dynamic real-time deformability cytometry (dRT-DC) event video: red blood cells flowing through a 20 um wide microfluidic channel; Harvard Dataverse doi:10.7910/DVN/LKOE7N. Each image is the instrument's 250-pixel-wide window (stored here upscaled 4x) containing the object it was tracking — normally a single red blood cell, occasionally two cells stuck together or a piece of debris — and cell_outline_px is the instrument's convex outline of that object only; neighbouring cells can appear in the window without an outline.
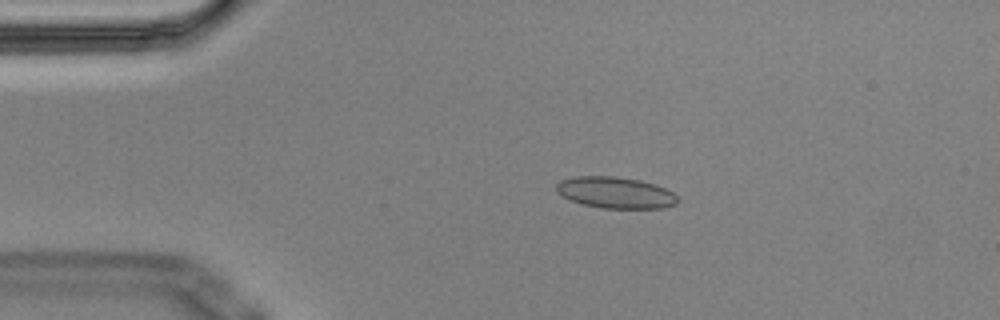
{"species": "Egyptian fruit bat (a non-hibernating species)", "species_latin": "Rousettus aegyptiacus", "temperature_condition": "cold", "stored_images_in_passage": 9, "camera_frame_rate_fps": 3000, "um_per_image_px": 0.085, "animal": {"sex": "male"}, "frame": {"image": 1, "passage_image": 2, "time_ms": 0.333, "image_size_px": [1000, 320], "cell_outline_px": [[680, 200], [676, 204], [664, 208], [600, 208], [580, 204], [556, 192], [556, 184], [560, 180], [576, 176], [616, 176], [640, 180], [656, 184], [672, 192]], "centroid_in_image_um": [52.32, 16.37], "position_along_channel_um": 32.7, "area_um2": 22.31}}
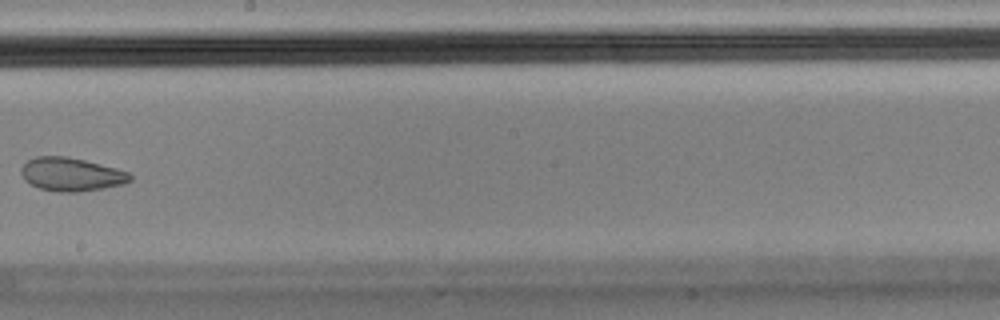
{"frame": {"image": 2, "passage_image": 8, "time_ms": 2.333, "image_size_px": [1000, 320], "cell_outline_px": [[132, 180], [124, 184], [104, 188], [76, 192], [56, 192], [40, 188], [24, 180], [20, 172], [20, 168], [28, 160], [36, 156], [68, 156], [116, 168], [128, 172], [132, 176]], "centroid_in_image_um": [6.05, 14.82], "position_along_channel_um": 242.1, "area_um2": 21.27}}
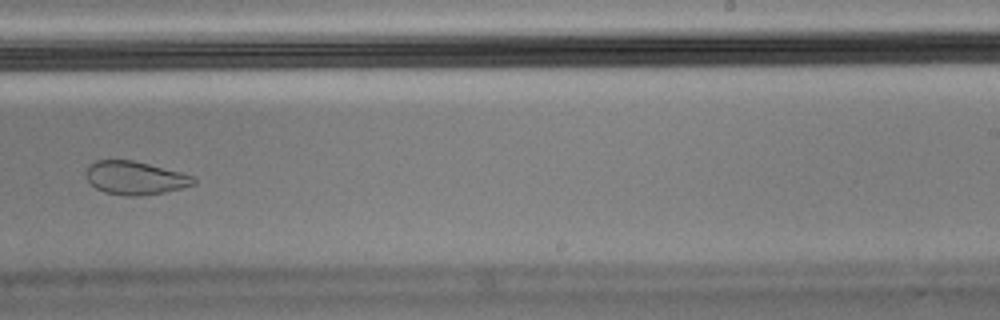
{"frame": {"image": 3, "passage_image": 9, "time_ms": 2.667, "image_size_px": [1000, 320], "cell_outline_px": [[196, 184], [164, 192], [140, 196], [124, 196], [104, 192], [96, 188], [88, 180], [84, 172], [88, 164], [96, 160], [132, 160], [180, 172], [192, 176], [196, 180]], "centroid_in_image_um": [11.44, 15.12], "position_along_channel_um": 277.6, "area_um2": 20.87}}